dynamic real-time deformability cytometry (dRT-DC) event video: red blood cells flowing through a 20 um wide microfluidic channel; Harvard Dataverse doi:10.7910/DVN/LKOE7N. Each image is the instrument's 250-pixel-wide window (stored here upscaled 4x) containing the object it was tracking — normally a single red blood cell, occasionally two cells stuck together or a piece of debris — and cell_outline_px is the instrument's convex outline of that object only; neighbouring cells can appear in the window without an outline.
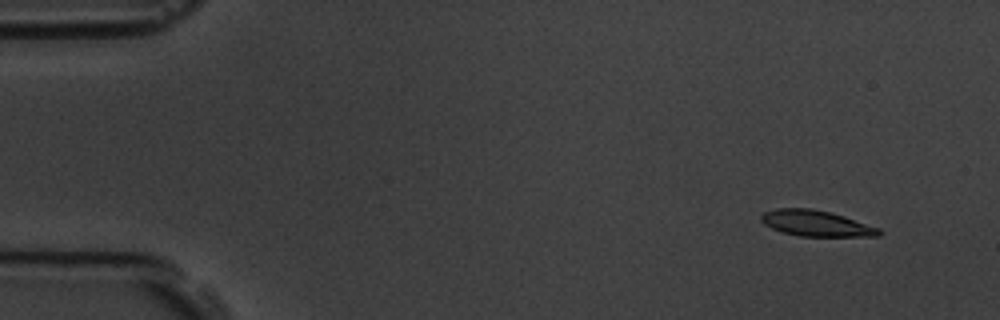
{"species": "common noctule bat (a hibernating species)", "species_latin": "Nyctalus noctula", "temperature_condition": "room temperature", "stored_images_in_passage": 5, "camera_frame_rate_fps": 3000, "um_per_image_px": 0.085, "animal": {"sex": "male", "body_mass_g": 19.5, "forearm_length_mm": 54.6}, "frame": {"image": 1, "passage_image": 2, "time_ms": 1.0, "image_size_px": [1000, 320], "cell_outline_px": [[884, 232], [880, 236], [800, 236], [784, 232], [772, 228], [764, 224], [760, 220], [760, 216], [764, 212], [776, 208], [812, 208], [832, 212], [880, 228]], "centroid_in_image_um": [69.39, 18.97], "position_along_channel_um": 15.6, "area_um2": 17.86}}